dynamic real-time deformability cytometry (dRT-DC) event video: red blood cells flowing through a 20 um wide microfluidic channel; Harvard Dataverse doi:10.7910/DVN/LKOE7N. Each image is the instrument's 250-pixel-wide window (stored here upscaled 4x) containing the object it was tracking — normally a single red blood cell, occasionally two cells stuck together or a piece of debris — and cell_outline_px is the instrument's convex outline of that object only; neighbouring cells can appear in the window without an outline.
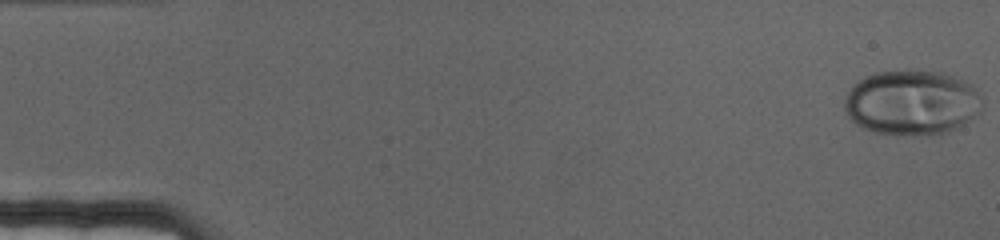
{"species": "human", "species_latin": "Homo sapiens", "temperature_condition": "cold", "stored_images_in_passage": 70, "camera_frame_rate_fps": 3000, "um_per_image_px": 0.085, "donor": {"sex": "female"}, "frame": {"image": 1, "passage_image": 1, "time_ms": 0.0, "image_size_px": [1000, 240], "cell_outline_px": [[984, 104], [980, 112], [956, 128], [948, 132], [932, 136], [924, 136], [872, 132], [856, 124], [848, 116], [844, 108], [844, 100], [852, 84], [864, 76], [876, 72], [912, 68], [944, 72], [964, 80], [972, 84], [984, 96]], "centroid_in_image_um": [77.54, 8.69], "position_along_channel_um": 7.5, "area_um2": 53.52}}
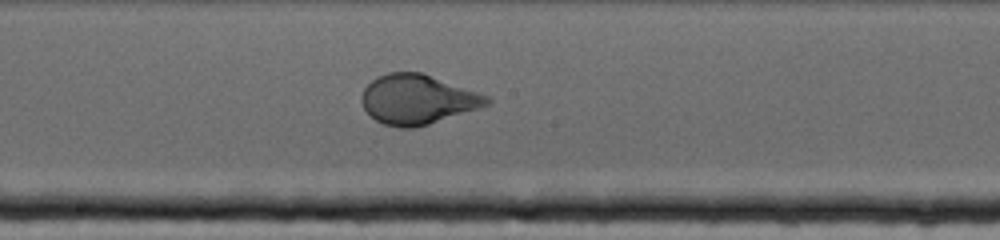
{"frame": {"image": 2, "passage_image": 38, "time_ms": 12.333, "image_size_px": [1000, 240], "cell_outline_px": [[492, 100], [488, 104], [480, 108], [416, 128], [396, 128], [384, 124], [376, 120], [364, 108], [360, 100], [360, 96], [364, 88], [376, 76], [388, 72], [420, 72], [480, 92], [488, 96]], "centroid_in_image_um": [35.48, 8.45], "position_along_channel_um": 212.7, "area_um2": 36.36}}
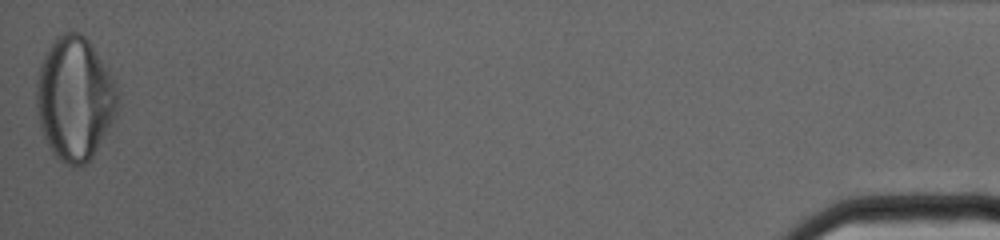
{"frame": {"image": 3, "passage_image": 70, "time_ms": 23.0, "image_size_px": [1000, 240], "cell_outline_px": [[120, 108], [116, 116], [92, 156], [84, 164], [76, 168], [60, 160], [52, 152], [40, 128], [36, 104], [36, 80], [40, 64], [52, 40], [56, 36], [64, 32], [80, 32], [92, 44], [120, 92]], "centroid_in_image_um": [6.36, 8.37], "position_along_channel_um": 428.8, "area_um2": 58.72}}